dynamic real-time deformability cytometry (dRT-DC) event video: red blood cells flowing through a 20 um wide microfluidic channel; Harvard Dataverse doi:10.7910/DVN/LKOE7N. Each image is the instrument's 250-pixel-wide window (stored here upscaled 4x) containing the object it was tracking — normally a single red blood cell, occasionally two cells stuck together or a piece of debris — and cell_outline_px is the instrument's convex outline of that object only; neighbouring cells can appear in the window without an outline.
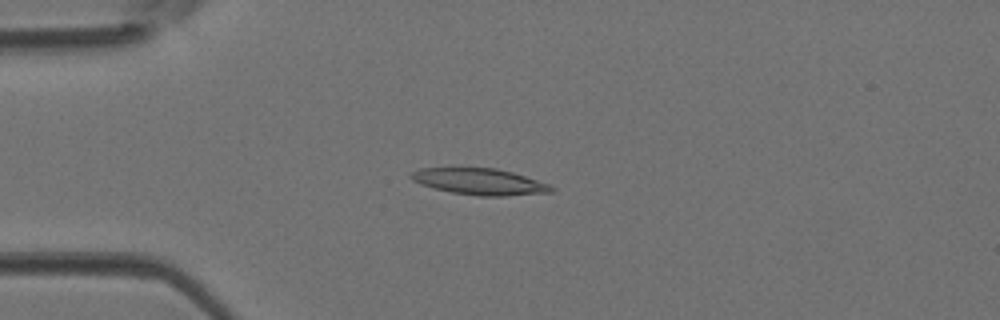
{"species": "Egyptian fruit bat (a non-hibernating species)", "species_latin": "Rousettus aegyptiacus", "temperature_condition": "room temperature", "stored_images_in_passage": 44, "camera_frame_rate_fps": 3000, "um_per_image_px": 0.085, "animal": {"sex": "female"}, "frame": {"image": 1, "passage_image": 11, "time_ms": 3.333, "image_size_px": [1000, 320], "cell_outline_px": [[556, 188], [552, 192], [504, 196], [480, 196], [452, 192], [432, 188], [420, 184], [412, 180], [408, 176], [412, 172], [420, 168], [452, 164], [496, 168], [512, 172], [548, 184]], "centroid_in_image_um": [40.64, 15.38], "position_along_channel_um": 44.4, "area_um2": 22.54}}
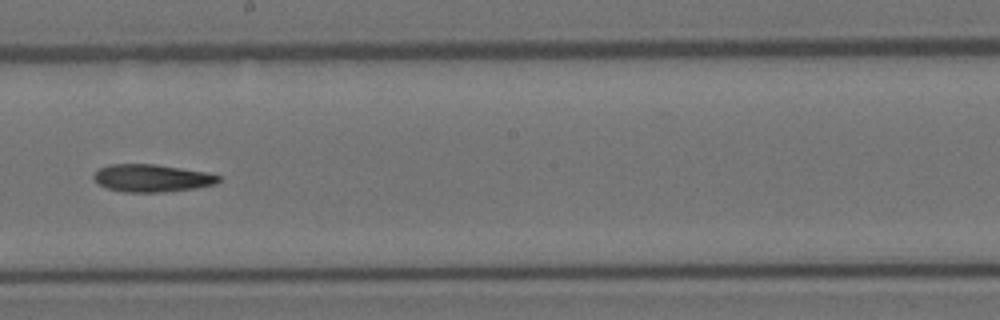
{"frame": {"image": 2, "passage_image": 25, "time_ms": 8.0, "image_size_px": [1000, 320], "cell_outline_px": [[220, 180], [216, 184], [196, 188], [164, 192], [124, 192], [108, 188], [100, 184], [92, 176], [100, 168], [108, 164], [156, 164], [208, 172], [220, 176]], "centroid_in_image_um": [12.94, 15.13], "position_along_channel_um": 235.3, "area_um2": 20.06}}
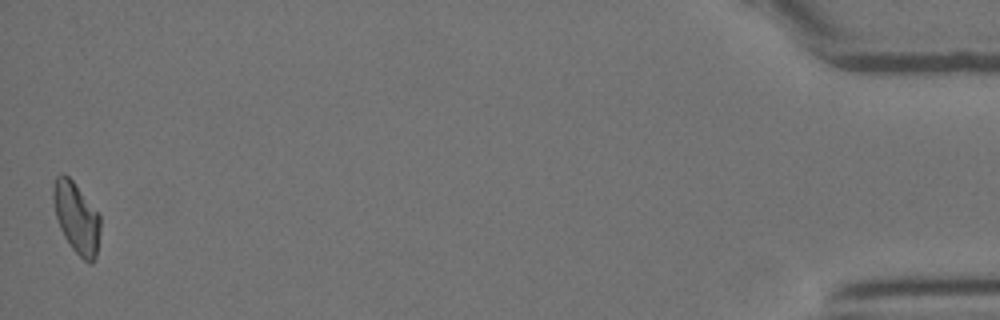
{"frame": {"image": 3, "passage_image": 44, "time_ms": 14.333, "image_size_px": [1000, 320], "cell_outline_px": [[100, 232], [96, 256], [92, 264], [88, 264], [72, 248], [64, 236], [60, 228], [56, 216], [52, 200], [52, 188], [56, 176], [64, 172], [72, 180], [100, 212]], "centroid_in_image_um": [6.51, 18.49], "position_along_channel_um": 428.7, "area_um2": 19.77}}